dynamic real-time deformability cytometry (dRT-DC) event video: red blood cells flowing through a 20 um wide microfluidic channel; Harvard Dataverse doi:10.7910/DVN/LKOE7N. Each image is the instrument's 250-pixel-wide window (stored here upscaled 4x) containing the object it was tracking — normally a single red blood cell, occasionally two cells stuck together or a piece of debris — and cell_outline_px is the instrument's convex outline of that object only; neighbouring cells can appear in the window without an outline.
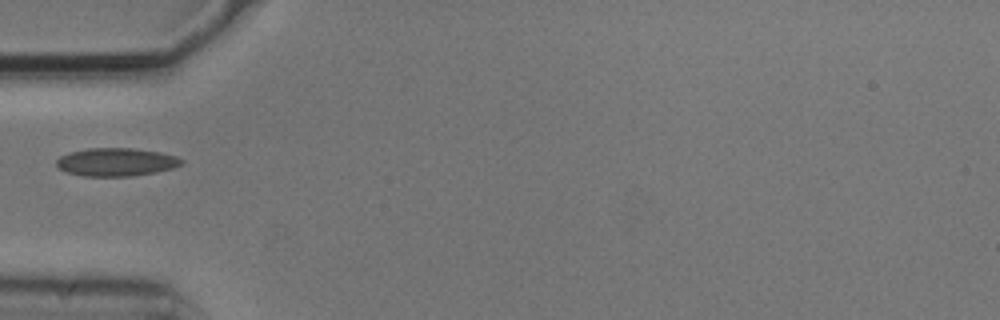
{"species": "common noctule bat (a hibernating species)", "species_latin": "Nyctalus noctula", "temperature_condition": "cold", "stored_images_in_passage": 5, "camera_frame_rate_fps": 3000, "um_per_image_px": 0.085, "animal": {"sex": "male", "body_mass_g": 20.5, "forearm_length_mm": 52.5}, "frame": {"image": 1, "passage_image": 5, "time_ms": 1.333, "image_size_px": [1000, 320], "cell_outline_px": [[184, 164], [172, 168], [156, 172], [132, 176], [84, 176], [64, 172], [56, 164], [56, 160], [60, 156], [68, 152], [88, 148], [132, 148], [160, 152], [176, 156], [184, 160]], "centroid_in_image_um": [9.87, 13.77], "position_along_channel_um": 75.1, "area_um2": 20.63}}